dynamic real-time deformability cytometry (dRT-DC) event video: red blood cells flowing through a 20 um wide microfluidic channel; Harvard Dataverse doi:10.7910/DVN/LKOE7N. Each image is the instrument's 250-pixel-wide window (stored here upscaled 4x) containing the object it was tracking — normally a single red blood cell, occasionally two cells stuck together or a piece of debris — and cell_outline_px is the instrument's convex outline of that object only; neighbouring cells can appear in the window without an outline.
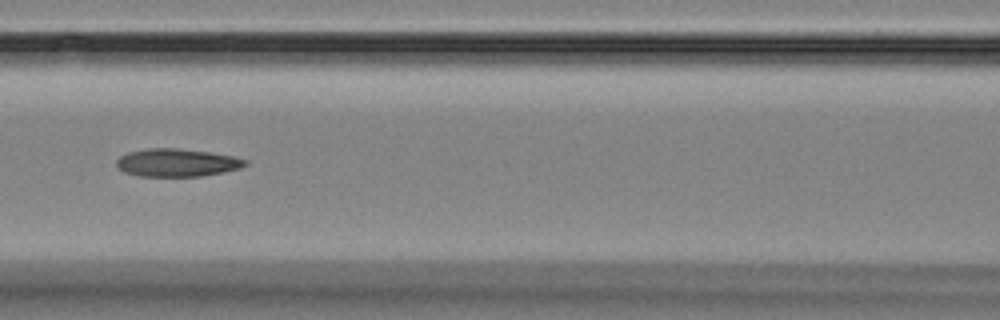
{"species": "Egyptian fruit bat (a non-hibernating species)", "species_latin": "Rousettus aegyptiacus", "temperature_condition": "room temperature", "stored_images_in_passage": 7, "camera_frame_rate_fps": 3000, "um_per_image_px": 0.085, "animal": {"sex": "female"}, "frame": {"image": 1, "passage_image": 7, "time_ms": 7.333, "image_size_px": [1000, 320], "cell_outline_px": [[248, 164], [240, 168], [224, 172], [200, 176], [140, 176], [124, 172], [116, 164], [116, 160], [120, 156], [128, 152], [148, 148], [176, 148], [212, 152], [232, 156], [248, 160]], "centroid_in_image_um": [15.06, 13.82], "position_along_channel_um": 151.5, "area_um2": 20.92}}